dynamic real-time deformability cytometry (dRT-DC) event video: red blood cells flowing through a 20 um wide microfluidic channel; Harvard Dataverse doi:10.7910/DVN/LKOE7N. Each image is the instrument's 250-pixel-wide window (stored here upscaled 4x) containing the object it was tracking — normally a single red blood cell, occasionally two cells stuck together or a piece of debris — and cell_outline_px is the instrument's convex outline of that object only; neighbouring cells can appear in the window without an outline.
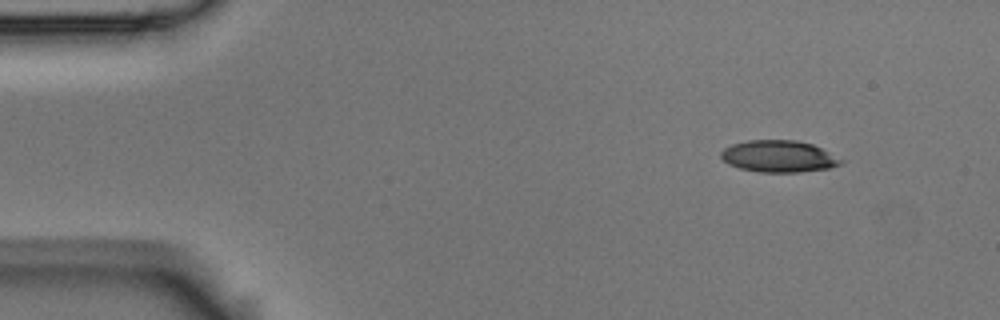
{"species": "Egyptian fruit bat (a non-hibernating species)", "species_latin": "Rousettus aegyptiacus", "temperature_condition": "room temperature", "stored_images_in_passage": 5, "camera_frame_rate_fps": 3000, "um_per_image_px": 0.085, "animal": {"sex": "male"}, "frame": {"image": 1, "passage_image": 1, "time_ms": 0.0, "image_size_px": [1000, 320], "cell_outline_px": [[844, 160], [840, 164], [828, 168], [796, 172], [760, 172], [740, 168], [728, 164], [720, 156], [720, 152], [724, 148], [732, 144], [748, 140], [796, 140], [812, 144]], "centroid_in_image_um": [66.15, 13.28], "position_along_channel_um": 18.8, "area_um2": 22.02}}
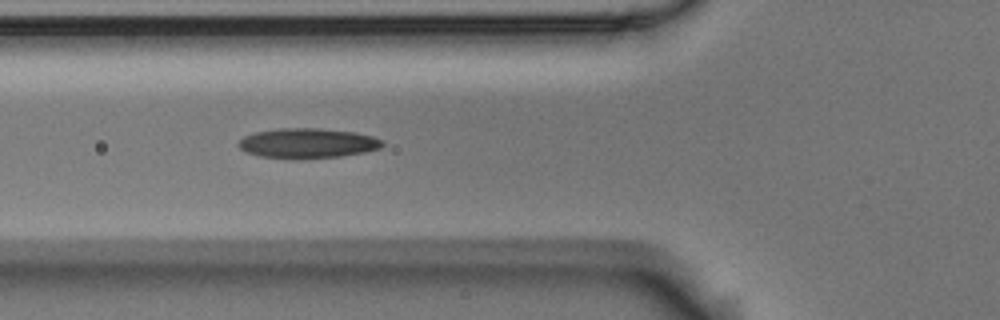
{"frame": {"image": 2, "passage_image": 5, "time_ms": 1.333, "image_size_px": [1000, 320], "cell_outline_px": [[384, 144], [380, 148], [364, 152], [340, 156], [296, 160], [260, 156], [248, 152], [240, 148], [236, 144], [244, 136], [256, 132], [280, 128], [320, 128], [356, 132], [372, 136], [384, 140]], "centroid_in_image_um": [26.15, 12.18], "position_along_channel_um": 99.6, "area_um2": 25.32}}